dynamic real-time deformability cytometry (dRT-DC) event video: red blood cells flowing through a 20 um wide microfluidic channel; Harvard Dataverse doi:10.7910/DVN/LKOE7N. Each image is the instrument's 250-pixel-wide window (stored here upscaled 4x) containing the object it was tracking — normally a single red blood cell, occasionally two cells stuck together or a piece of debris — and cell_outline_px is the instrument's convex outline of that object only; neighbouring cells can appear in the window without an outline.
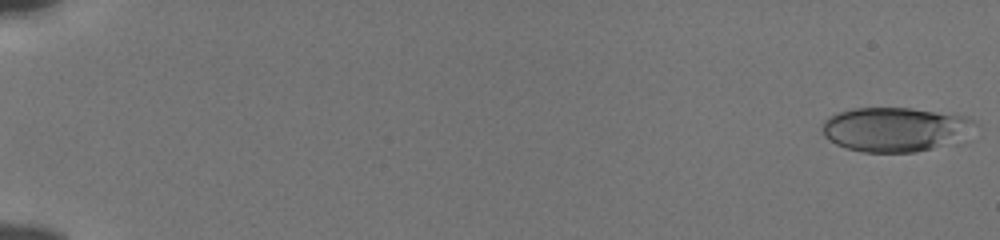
{"species": "human", "species_latin": "Homo sapiens", "temperature_condition": "cold", "stored_images_in_passage": 55, "camera_frame_rate_fps": 3000, "um_per_image_px": 0.085, "donor": {"sex": "male"}, "frame": {"image": 1, "passage_image": 1, "time_ms": 0.0, "image_size_px": [1000, 240], "cell_outline_px": [[980, 124], [956, 144], [916, 152], [864, 152], [844, 148], [828, 140], [824, 136], [820, 128], [824, 120], [828, 116], [836, 112], [852, 108], [912, 108], [964, 116]], "centroid_in_image_um": [76.09, 11.0], "position_along_channel_um": 8.9, "area_um2": 40.17}}
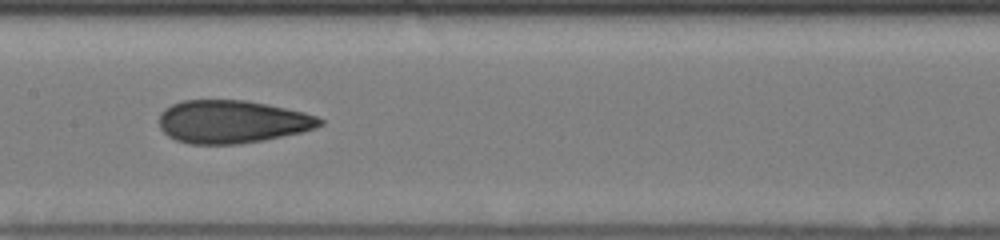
{"frame": {"image": 2, "passage_image": 30, "time_ms": 9.667, "image_size_px": [1000, 240], "cell_outline_px": [[324, 124], [300, 132], [264, 140], [236, 144], [188, 144], [176, 140], [168, 136], [160, 128], [160, 112], [164, 108], [180, 100], [248, 100], [268, 104], [304, 112], [316, 116], [324, 120]], "centroid_in_image_um": [19.7, 10.34], "position_along_channel_um": 187.7, "area_um2": 40.29}}
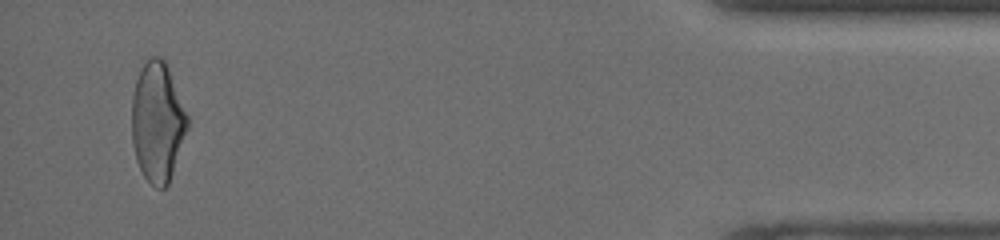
{"frame": {"image": 3, "passage_image": 53, "time_ms": 17.333, "image_size_px": [1000, 240], "cell_outline_px": [[188, 128], [168, 184], [164, 188], [156, 188], [144, 176], [136, 160], [132, 144], [132, 96], [136, 80], [140, 68], [152, 56], [160, 56], [164, 60], [168, 68], [188, 116]], "centroid_in_image_um": [13.37, 10.37], "position_along_channel_um": 421.8, "area_um2": 38.55}, "authors_computed_cell_mechanics": {"area_um2": 39.0728, "velocity_mm_per_s": 3.8603, "shape_relaxation_time_tau1_ms": 7.533, "shape_relaxation_time_tau2_ms": 1.6747, "deformation_change_tau1": 0.1858, "deformation_change_tau2": 0.0951}}